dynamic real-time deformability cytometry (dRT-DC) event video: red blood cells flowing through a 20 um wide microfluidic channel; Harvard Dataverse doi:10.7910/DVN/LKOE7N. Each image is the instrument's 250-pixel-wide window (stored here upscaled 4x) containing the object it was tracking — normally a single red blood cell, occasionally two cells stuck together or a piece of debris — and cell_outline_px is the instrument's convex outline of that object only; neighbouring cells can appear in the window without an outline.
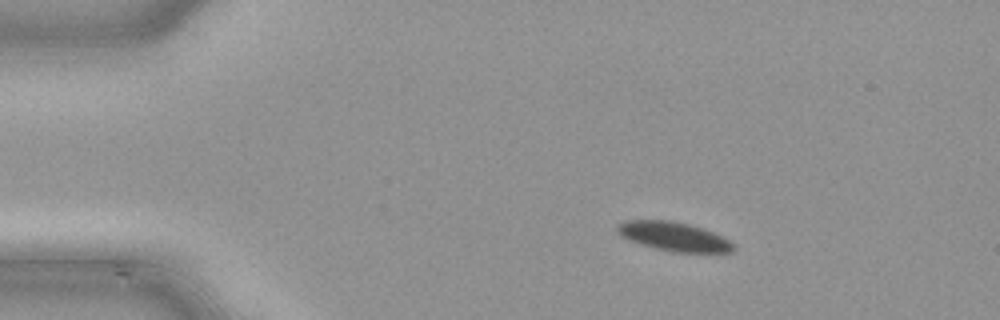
{"species": "common noctule bat (a hibernating species)", "species_latin": "Nyctalus noctula", "temperature_condition": "cold", "stored_images_in_passage": 50, "camera_frame_rate_fps": 3000, "um_per_image_px": 0.085, "animal": {"sex": "male", "body_mass_g": 21.5, "forearm_length_mm": 52.0}, "frame": {"image": 1, "passage_image": 9, "time_ms": 2.667, "image_size_px": [1000, 320], "cell_outline_px": [[732, 252], [676, 252], [656, 248], [640, 244], [628, 240], [620, 236], [616, 232], [616, 224], [624, 220], [668, 220], [688, 224], [712, 232], [728, 240], [732, 244]], "centroid_in_image_um": [57.16, 20.09], "position_along_channel_um": 27.8, "area_um2": 19.36}}
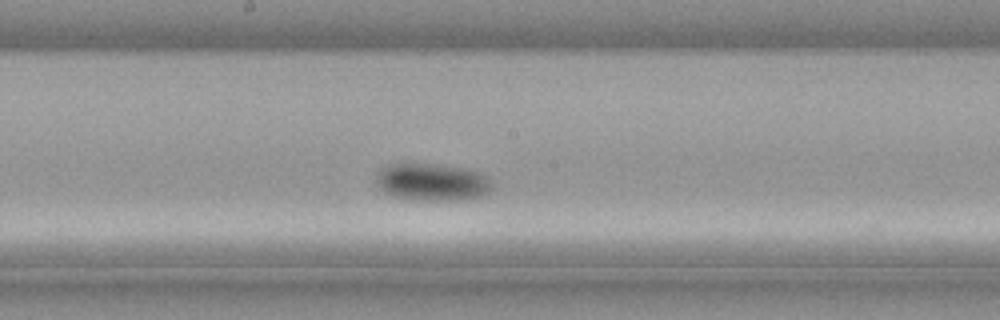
{"frame": {"image": 2, "passage_image": 27, "time_ms": 8.667, "image_size_px": [1000, 320], "cell_outline_px": [[492, 188], [484, 196], [464, 200], [408, 200], [384, 192], [376, 184], [376, 176], [388, 164], [436, 164], [468, 168], [480, 172], [488, 176], [492, 180]], "centroid_in_image_um": [36.8, 15.49], "position_along_channel_um": 211.4, "area_um2": 25.55}}
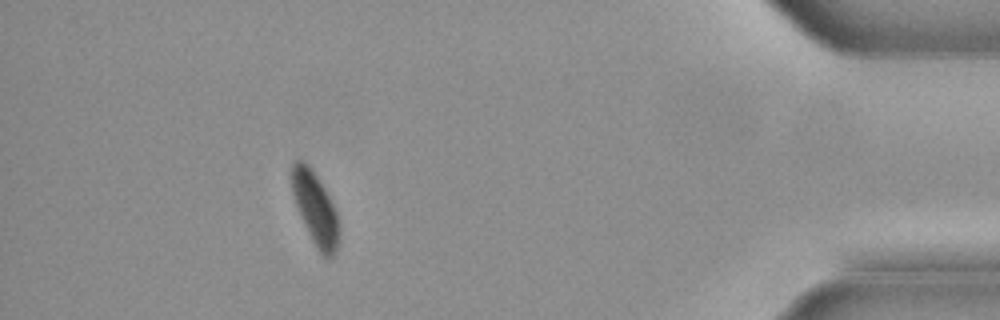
{"frame": {"image": 3, "passage_image": 45, "time_ms": 14.667, "image_size_px": [1000, 320], "cell_outline_px": [[336, 252], [328, 260], [316, 248], [300, 216], [292, 192], [292, 164], [296, 160], [304, 160], [312, 168], [324, 188], [336, 212]], "centroid_in_image_um": [26.75, 17.68], "position_along_channel_um": 408.5, "area_um2": 19.25}}